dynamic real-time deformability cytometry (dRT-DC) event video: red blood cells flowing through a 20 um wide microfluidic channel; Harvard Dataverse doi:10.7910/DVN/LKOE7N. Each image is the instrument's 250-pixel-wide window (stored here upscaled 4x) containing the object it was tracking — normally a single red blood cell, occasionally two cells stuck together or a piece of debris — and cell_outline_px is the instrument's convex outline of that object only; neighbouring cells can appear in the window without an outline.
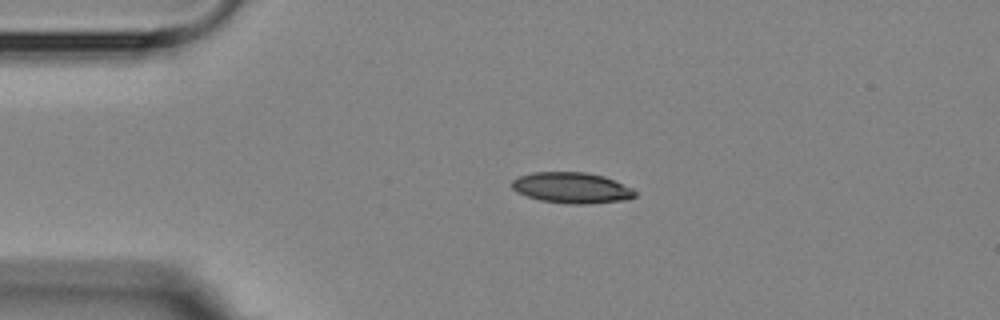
{"species": "Egyptian fruit bat (a non-hibernating species)", "species_latin": "Rousettus aegyptiacus", "temperature_condition": "room temperature", "stored_images_in_passage": 3, "camera_frame_rate_fps": 3000, "um_per_image_px": 0.085, "animal": {"sex": "female"}, "frame": {"image": 1, "passage_image": 2, "time_ms": 2.0, "image_size_px": [1000, 320], "cell_outline_px": [[636, 196], [628, 200], [588, 204], [568, 204], [540, 200], [516, 192], [512, 188], [512, 180], [520, 176], [532, 172], [584, 172], [604, 176], [632, 188], [636, 192]], "centroid_in_image_um": [48.61, 15.97], "position_along_channel_um": 36.4, "area_um2": 22.2}}